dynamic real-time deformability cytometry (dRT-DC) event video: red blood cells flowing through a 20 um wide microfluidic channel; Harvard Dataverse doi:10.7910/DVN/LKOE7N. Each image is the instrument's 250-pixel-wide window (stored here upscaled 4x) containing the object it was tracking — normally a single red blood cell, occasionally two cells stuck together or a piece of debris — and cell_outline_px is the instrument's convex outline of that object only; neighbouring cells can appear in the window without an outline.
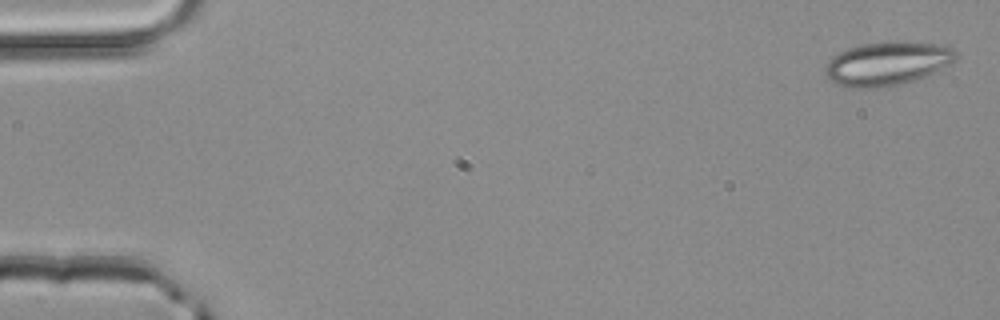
{"species": "common noctule bat (a hibernating species)", "species_latin": "Nyctalus noctula", "temperature_condition": "room temperature", "stored_images_in_passage": 4, "camera_frame_rate_fps": 3000, "um_per_image_px": 0.085, "animal": {"sex": "male", "body_mass_g": 20.4}, "frame": {"image": 1, "passage_image": 4, "time_ms": 1.0, "image_size_px": [1000, 320], "cell_outline_px": [[956, 56], [948, 64], [924, 76], [900, 84], [884, 88], [848, 88], [836, 84], [824, 72], [824, 68], [828, 60], [832, 56], [848, 48], [864, 44], [888, 40], [908, 40], [940, 44], [952, 48], [956, 52]], "centroid_in_image_um": [75.37, 5.38], "position_along_channel_um": 9.6, "area_um2": 33.47}}